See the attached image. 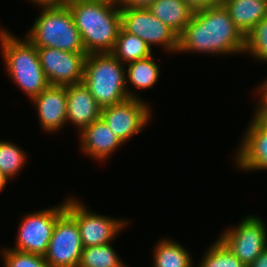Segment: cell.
Wrapping results in <instances>:
<instances>
[{
  "label": "cell",
  "instance_id": "obj_22",
  "mask_svg": "<svg viewBox=\"0 0 267 267\" xmlns=\"http://www.w3.org/2000/svg\"><path fill=\"white\" fill-rule=\"evenodd\" d=\"M121 259L112 243L83 247L78 267H130Z\"/></svg>",
  "mask_w": 267,
  "mask_h": 267
},
{
  "label": "cell",
  "instance_id": "obj_6",
  "mask_svg": "<svg viewBox=\"0 0 267 267\" xmlns=\"http://www.w3.org/2000/svg\"><path fill=\"white\" fill-rule=\"evenodd\" d=\"M85 204L75 196L66 197V211L78 224L83 247L113 243L121 231L132 223L129 218H113L93 212L88 204Z\"/></svg>",
  "mask_w": 267,
  "mask_h": 267
},
{
  "label": "cell",
  "instance_id": "obj_3",
  "mask_svg": "<svg viewBox=\"0 0 267 267\" xmlns=\"http://www.w3.org/2000/svg\"><path fill=\"white\" fill-rule=\"evenodd\" d=\"M23 38L0 26V54L4 70L31 101L50 84L41 67L37 47L25 36Z\"/></svg>",
  "mask_w": 267,
  "mask_h": 267
},
{
  "label": "cell",
  "instance_id": "obj_17",
  "mask_svg": "<svg viewBox=\"0 0 267 267\" xmlns=\"http://www.w3.org/2000/svg\"><path fill=\"white\" fill-rule=\"evenodd\" d=\"M155 61L156 57L152 54L148 58L133 61L125 65L126 88L129 98L143 100L142 97H139L138 91L149 90V88H152L158 83L160 65Z\"/></svg>",
  "mask_w": 267,
  "mask_h": 267
},
{
  "label": "cell",
  "instance_id": "obj_32",
  "mask_svg": "<svg viewBox=\"0 0 267 267\" xmlns=\"http://www.w3.org/2000/svg\"><path fill=\"white\" fill-rule=\"evenodd\" d=\"M10 180L6 177V175L0 171V192L2 193L6 188V185L9 184Z\"/></svg>",
  "mask_w": 267,
  "mask_h": 267
},
{
  "label": "cell",
  "instance_id": "obj_18",
  "mask_svg": "<svg viewBox=\"0 0 267 267\" xmlns=\"http://www.w3.org/2000/svg\"><path fill=\"white\" fill-rule=\"evenodd\" d=\"M221 4L244 36L267 16V0H223Z\"/></svg>",
  "mask_w": 267,
  "mask_h": 267
},
{
  "label": "cell",
  "instance_id": "obj_5",
  "mask_svg": "<svg viewBox=\"0 0 267 267\" xmlns=\"http://www.w3.org/2000/svg\"><path fill=\"white\" fill-rule=\"evenodd\" d=\"M39 9L40 13L26 33V38L35 47L85 52L81 34L67 5L39 7Z\"/></svg>",
  "mask_w": 267,
  "mask_h": 267
},
{
  "label": "cell",
  "instance_id": "obj_7",
  "mask_svg": "<svg viewBox=\"0 0 267 267\" xmlns=\"http://www.w3.org/2000/svg\"><path fill=\"white\" fill-rule=\"evenodd\" d=\"M66 210V197L61 204L22 215L12 249L44 256L57 218Z\"/></svg>",
  "mask_w": 267,
  "mask_h": 267
},
{
  "label": "cell",
  "instance_id": "obj_8",
  "mask_svg": "<svg viewBox=\"0 0 267 267\" xmlns=\"http://www.w3.org/2000/svg\"><path fill=\"white\" fill-rule=\"evenodd\" d=\"M267 223L262 216L247 215L237 225L226 227L218 238L246 266L267 248Z\"/></svg>",
  "mask_w": 267,
  "mask_h": 267
},
{
  "label": "cell",
  "instance_id": "obj_28",
  "mask_svg": "<svg viewBox=\"0 0 267 267\" xmlns=\"http://www.w3.org/2000/svg\"><path fill=\"white\" fill-rule=\"evenodd\" d=\"M187 7L193 12H199L209 7L217 5L218 0H182Z\"/></svg>",
  "mask_w": 267,
  "mask_h": 267
},
{
  "label": "cell",
  "instance_id": "obj_2",
  "mask_svg": "<svg viewBox=\"0 0 267 267\" xmlns=\"http://www.w3.org/2000/svg\"><path fill=\"white\" fill-rule=\"evenodd\" d=\"M86 54L111 53L121 29V9L107 0H72L67 5Z\"/></svg>",
  "mask_w": 267,
  "mask_h": 267
},
{
  "label": "cell",
  "instance_id": "obj_21",
  "mask_svg": "<svg viewBox=\"0 0 267 267\" xmlns=\"http://www.w3.org/2000/svg\"><path fill=\"white\" fill-rule=\"evenodd\" d=\"M153 51L140 37L129 34L121 28L111 53L126 65L150 57L154 54Z\"/></svg>",
  "mask_w": 267,
  "mask_h": 267
},
{
  "label": "cell",
  "instance_id": "obj_27",
  "mask_svg": "<svg viewBox=\"0 0 267 267\" xmlns=\"http://www.w3.org/2000/svg\"><path fill=\"white\" fill-rule=\"evenodd\" d=\"M266 79L262 81L259 85H256V88L254 89V95L255 104L254 109L255 111H252L253 115L259 119H265L267 118V77Z\"/></svg>",
  "mask_w": 267,
  "mask_h": 267
},
{
  "label": "cell",
  "instance_id": "obj_29",
  "mask_svg": "<svg viewBox=\"0 0 267 267\" xmlns=\"http://www.w3.org/2000/svg\"><path fill=\"white\" fill-rule=\"evenodd\" d=\"M155 0H117L120 9H148Z\"/></svg>",
  "mask_w": 267,
  "mask_h": 267
},
{
  "label": "cell",
  "instance_id": "obj_14",
  "mask_svg": "<svg viewBox=\"0 0 267 267\" xmlns=\"http://www.w3.org/2000/svg\"><path fill=\"white\" fill-rule=\"evenodd\" d=\"M30 102L37 111L42 131L57 134L67 125V86L49 85Z\"/></svg>",
  "mask_w": 267,
  "mask_h": 267
},
{
  "label": "cell",
  "instance_id": "obj_20",
  "mask_svg": "<svg viewBox=\"0 0 267 267\" xmlns=\"http://www.w3.org/2000/svg\"><path fill=\"white\" fill-rule=\"evenodd\" d=\"M148 9L178 36L189 24L194 14L182 0H155Z\"/></svg>",
  "mask_w": 267,
  "mask_h": 267
},
{
  "label": "cell",
  "instance_id": "obj_19",
  "mask_svg": "<svg viewBox=\"0 0 267 267\" xmlns=\"http://www.w3.org/2000/svg\"><path fill=\"white\" fill-rule=\"evenodd\" d=\"M152 254V267H196L188 248L170 237L160 238Z\"/></svg>",
  "mask_w": 267,
  "mask_h": 267
},
{
  "label": "cell",
  "instance_id": "obj_10",
  "mask_svg": "<svg viewBox=\"0 0 267 267\" xmlns=\"http://www.w3.org/2000/svg\"><path fill=\"white\" fill-rule=\"evenodd\" d=\"M146 101L129 98L120 104L102 108L101 118L124 145L142 133L152 121L151 103Z\"/></svg>",
  "mask_w": 267,
  "mask_h": 267
},
{
  "label": "cell",
  "instance_id": "obj_26",
  "mask_svg": "<svg viewBox=\"0 0 267 267\" xmlns=\"http://www.w3.org/2000/svg\"><path fill=\"white\" fill-rule=\"evenodd\" d=\"M0 253L4 267H50L42 255L18 251L7 246H3Z\"/></svg>",
  "mask_w": 267,
  "mask_h": 267
},
{
  "label": "cell",
  "instance_id": "obj_13",
  "mask_svg": "<svg viewBox=\"0 0 267 267\" xmlns=\"http://www.w3.org/2000/svg\"><path fill=\"white\" fill-rule=\"evenodd\" d=\"M40 64L50 85L67 86L83 82L86 52H69L37 47Z\"/></svg>",
  "mask_w": 267,
  "mask_h": 267
},
{
  "label": "cell",
  "instance_id": "obj_16",
  "mask_svg": "<svg viewBox=\"0 0 267 267\" xmlns=\"http://www.w3.org/2000/svg\"><path fill=\"white\" fill-rule=\"evenodd\" d=\"M66 106L67 124L74 126L78 133L101 118L102 108L83 82L67 85Z\"/></svg>",
  "mask_w": 267,
  "mask_h": 267
},
{
  "label": "cell",
  "instance_id": "obj_24",
  "mask_svg": "<svg viewBox=\"0 0 267 267\" xmlns=\"http://www.w3.org/2000/svg\"><path fill=\"white\" fill-rule=\"evenodd\" d=\"M208 246L196 267H247L219 238Z\"/></svg>",
  "mask_w": 267,
  "mask_h": 267
},
{
  "label": "cell",
  "instance_id": "obj_23",
  "mask_svg": "<svg viewBox=\"0 0 267 267\" xmlns=\"http://www.w3.org/2000/svg\"><path fill=\"white\" fill-rule=\"evenodd\" d=\"M27 152L11 140H0V171L11 181L17 179L28 162ZM16 177V178H15Z\"/></svg>",
  "mask_w": 267,
  "mask_h": 267
},
{
  "label": "cell",
  "instance_id": "obj_1",
  "mask_svg": "<svg viewBox=\"0 0 267 267\" xmlns=\"http://www.w3.org/2000/svg\"><path fill=\"white\" fill-rule=\"evenodd\" d=\"M245 36L234 25L228 11L218 3L195 12L189 24L178 36L179 53H200L225 57L243 55Z\"/></svg>",
  "mask_w": 267,
  "mask_h": 267
},
{
  "label": "cell",
  "instance_id": "obj_31",
  "mask_svg": "<svg viewBox=\"0 0 267 267\" xmlns=\"http://www.w3.org/2000/svg\"><path fill=\"white\" fill-rule=\"evenodd\" d=\"M247 267H267V248L264 249L257 258Z\"/></svg>",
  "mask_w": 267,
  "mask_h": 267
},
{
  "label": "cell",
  "instance_id": "obj_12",
  "mask_svg": "<svg viewBox=\"0 0 267 267\" xmlns=\"http://www.w3.org/2000/svg\"><path fill=\"white\" fill-rule=\"evenodd\" d=\"M250 117L232 160L234 168L249 174L267 170V121Z\"/></svg>",
  "mask_w": 267,
  "mask_h": 267
},
{
  "label": "cell",
  "instance_id": "obj_9",
  "mask_svg": "<svg viewBox=\"0 0 267 267\" xmlns=\"http://www.w3.org/2000/svg\"><path fill=\"white\" fill-rule=\"evenodd\" d=\"M121 28L140 37L151 49L161 47L163 52L177 54L178 35L149 9H121Z\"/></svg>",
  "mask_w": 267,
  "mask_h": 267
},
{
  "label": "cell",
  "instance_id": "obj_11",
  "mask_svg": "<svg viewBox=\"0 0 267 267\" xmlns=\"http://www.w3.org/2000/svg\"><path fill=\"white\" fill-rule=\"evenodd\" d=\"M82 251L78 224L65 210L56 220L45 260L50 267H78Z\"/></svg>",
  "mask_w": 267,
  "mask_h": 267
},
{
  "label": "cell",
  "instance_id": "obj_30",
  "mask_svg": "<svg viewBox=\"0 0 267 267\" xmlns=\"http://www.w3.org/2000/svg\"><path fill=\"white\" fill-rule=\"evenodd\" d=\"M30 1V2H29ZM72 0H27L35 7H52V6H66Z\"/></svg>",
  "mask_w": 267,
  "mask_h": 267
},
{
  "label": "cell",
  "instance_id": "obj_15",
  "mask_svg": "<svg viewBox=\"0 0 267 267\" xmlns=\"http://www.w3.org/2000/svg\"><path fill=\"white\" fill-rule=\"evenodd\" d=\"M78 134L81 152L99 163L106 162L124 145L102 118L95 120Z\"/></svg>",
  "mask_w": 267,
  "mask_h": 267
},
{
  "label": "cell",
  "instance_id": "obj_25",
  "mask_svg": "<svg viewBox=\"0 0 267 267\" xmlns=\"http://www.w3.org/2000/svg\"><path fill=\"white\" fill-rule=\"evenodd\" d=\"M244 55L267 63V16L245 36Z\"/></svg>",
  "mask_w": 267,
  "mask_h": 267
},
{
  "label": "cell",
  "instance_id": "obj_4",
  "mask_svg": "<svg viewBox=\"0 0 267 267\" xmlns=\"http://www.w3.org/2000/svg\"><path fill=\"white\" fill-rule=\"evenodd\" d=\"M83 83L101 108L120 104L129 99L125 64L117 60L112 53L86 55Z\"/></svg>",
  "mask_w": 267,
  "mask_h": 267
}]
</instances>
